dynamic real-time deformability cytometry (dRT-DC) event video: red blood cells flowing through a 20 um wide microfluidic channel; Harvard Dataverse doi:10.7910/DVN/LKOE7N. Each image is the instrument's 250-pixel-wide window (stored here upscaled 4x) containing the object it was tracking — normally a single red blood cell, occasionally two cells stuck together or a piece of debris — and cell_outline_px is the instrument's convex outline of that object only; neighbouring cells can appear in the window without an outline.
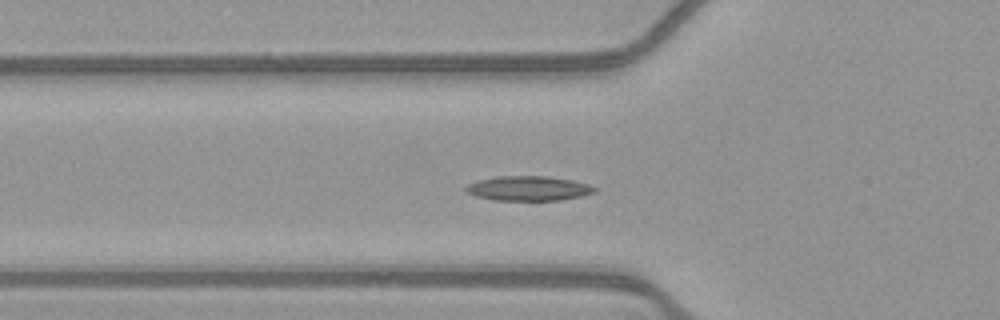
{"species": "common noctule bat (a hibernating species)", "species_latin": "Nyctalus noctula", "temperature_condition": "warm", "stored_images_in_passage": 41, "camera_frame_rate_fps": 3000, "um_per_image_px": 0.085, "animal": {"sex": "female", "body_mass_g": 21.9}, "frame": {"image": 1, "passage_image": 5, "time_ms": 1.333, "image_size_px": [1000, 320], "cell_outline_px": [[596, 192], [580, 196], [560, 200], [492, 200], [476, 196], [468, 192], [464, 188], [468, 184], [476, 180], [496, 176], [548, 176], [572, 180], [588, 184], [596, 188]], "centroid_in_image_um": [44.89, 16.0], "position_along_channel_um": 80.9, "area_um2": 18.5}}
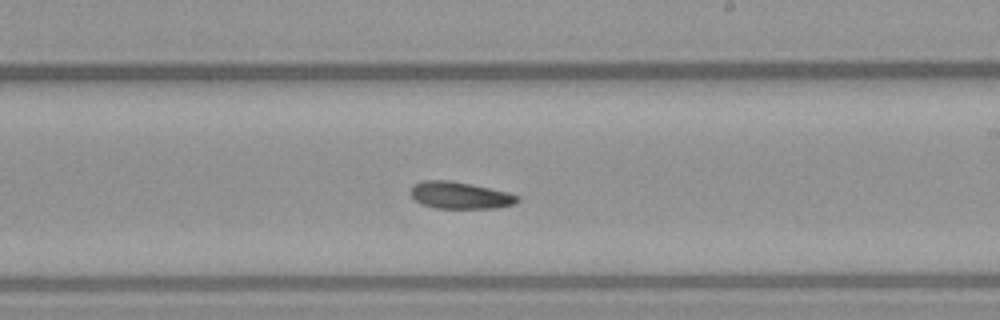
{"frame": {"image": 2, "passage_image": 18, "time_ms": 5.667, "image_size_px": [1000, 320], "cell_outline_px": [[520, 200], [512, 204], [496, 208], [436, 208], [420, 204], [408, 192], [412, 184], [424, 180], [448, 180], [508, 192], [520, 196]], "centroid_in_image_um": [39.05, 16.6], "position_along_channel_um": 250.0, "area_um2": 16.76}}
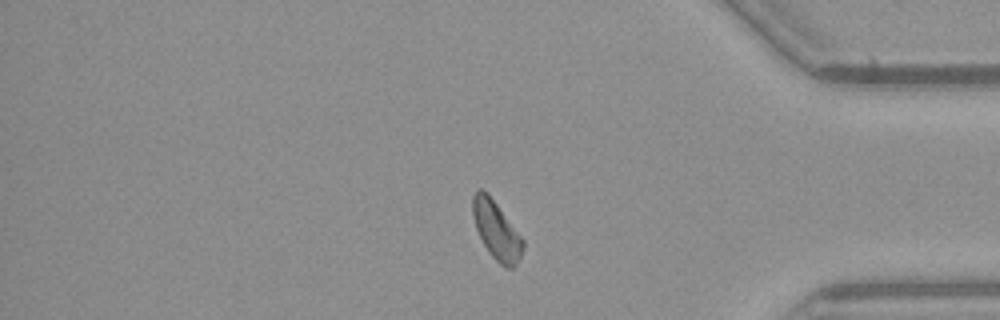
{"frame": {"image": 3, "passage_image": 31, "time_ms": 10.0, "image_size_px": [1000, 320], "cell_outline_px": [[524, 248], [516, 264], [512, 268], [504, 268], [492, 256], [484, 244], [476, 228], [472, 216], [472, 196], [476, 188], [480, 188], [488, 192], [524, 240]], "centroid_in_image_um": [42.18, 19.54], "position_along_channel_um": 393.0, "area_um2": 17.05}}